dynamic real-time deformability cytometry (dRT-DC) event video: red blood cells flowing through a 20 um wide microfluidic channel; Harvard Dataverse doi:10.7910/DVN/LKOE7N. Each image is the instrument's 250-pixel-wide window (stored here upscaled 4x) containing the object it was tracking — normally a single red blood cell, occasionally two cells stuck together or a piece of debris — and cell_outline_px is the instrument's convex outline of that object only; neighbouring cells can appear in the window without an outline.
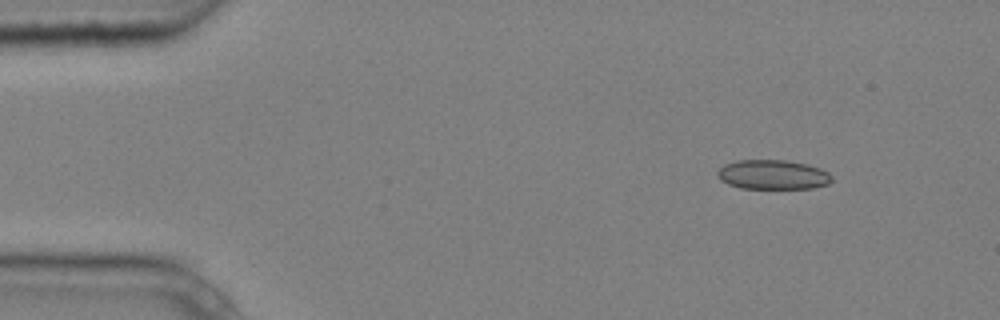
{"species": "common noctule bat (a hibernating species)", "species_latin": "Nyctalus noctula", "temperature_condition": "cold", "stored_images_in_passage": 3, "camera_frame_rate_fps": 3000, "um_per_image_px": 0.085, "animal": {"sex": "male", "body_mass_g": 20.4}, "frame": {"image": 1, "passage_image": 3, "time_ms": 0.667, "image_size_px": [1000, 320], "cell_outline_px": [[832, 180], [828, 184], [812, 188], [740, 188], [728, 184], [720, 180], [716, 176], [716, 172], [724, 164], [736, 160], [784, 160], [808, 164], [820, 168], [828, 172], [832, 176]], "centroid_in_image_um": [65.67, 14.84], "position_along_channel_um": 19.3, "area_um2": 19.77}}